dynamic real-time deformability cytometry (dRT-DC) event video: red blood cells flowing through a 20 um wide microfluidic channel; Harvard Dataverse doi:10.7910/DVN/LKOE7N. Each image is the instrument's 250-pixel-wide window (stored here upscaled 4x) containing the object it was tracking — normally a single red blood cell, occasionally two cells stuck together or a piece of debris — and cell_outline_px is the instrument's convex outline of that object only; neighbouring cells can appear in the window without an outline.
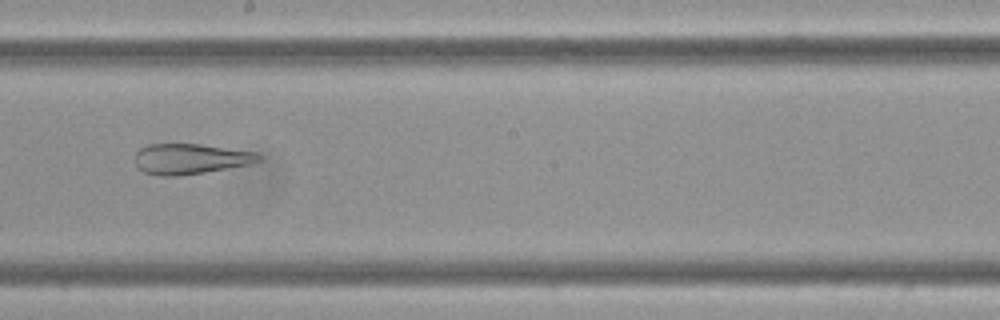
{"species": "Egyptian fruit bat (a non-hibernating species)", "species_latin": "Rousettus aegyptiacus", "temperature_condition": "cold", "stored_images_in_passage": 45, "camera_frame_rate_fps": 3000, "um_per_image_px": 0.085, "frame": {"image": 1, "passage_image": 20, "time_ms": 6.333, "image_size_px": [1000, 320], "cell_outline_px": [[264, 156], [260, 160], [248, 164], [204, 172], [180, 176], [160, 176], [144, 172], [136, 168], [136, 152], [140, 148], [148, 144], [200, 144], [256, 152]], "centroid_in_image_um": [16.16, 13.5], "position_along_channel_um": 232.0, "area_um2": 21.91}}
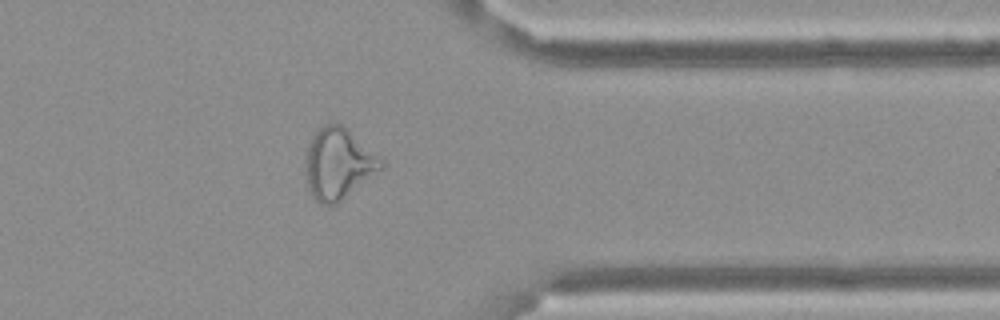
{"frame": {"image": 2, "passage_image": 34, "time_ms": 11.0, "image_size_px": [1000, 320], "cell_outline_px": [[384, 164], [380, 168], [336, 204], [320, 204], [312, 196], [308, 188], [304, 168], [304, 152], [312, 136], [324, 124], [340, 124], [348, 128], [384, 160]], "centroid_in_image_um": [28.7, 13.88], "position_along_channel_um": 382.7, "area_um2": 31.1}}
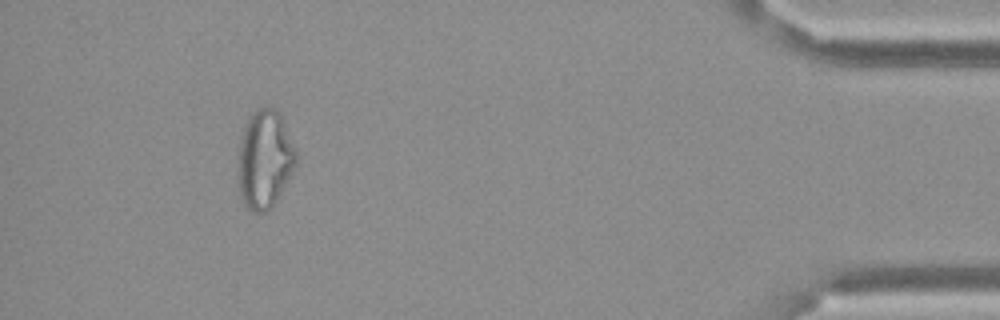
{"frame": {"image": 3, "passage_image": 41, "time_ms": 13.333, "image_size_px": [1000, 320], "cell_outline_px": [[296, 168], [272, 208], [264, 212], [252, 212], [244, 204], [240, 196], [236, 176], [236, 160], [240, 140], [248, 116], [256, 108], [272, 108], [280, 112], [296, 152]], "centroid_in_image_um": [22.46, 13.57], "position_along_channel_um": 412.7, "area_um2": 33.99}, "authors_computed_cell_mechanics": {"area_um2": 29.5936, "velocity_mm_per_s": 3.4209, "shape_relaxation_time_tau1_ms": null, "shape_relaxation_time_tau2_ms": 3.3679, "deformation_change_tau1": null, "deformation_change_tau2": 0.1142}}